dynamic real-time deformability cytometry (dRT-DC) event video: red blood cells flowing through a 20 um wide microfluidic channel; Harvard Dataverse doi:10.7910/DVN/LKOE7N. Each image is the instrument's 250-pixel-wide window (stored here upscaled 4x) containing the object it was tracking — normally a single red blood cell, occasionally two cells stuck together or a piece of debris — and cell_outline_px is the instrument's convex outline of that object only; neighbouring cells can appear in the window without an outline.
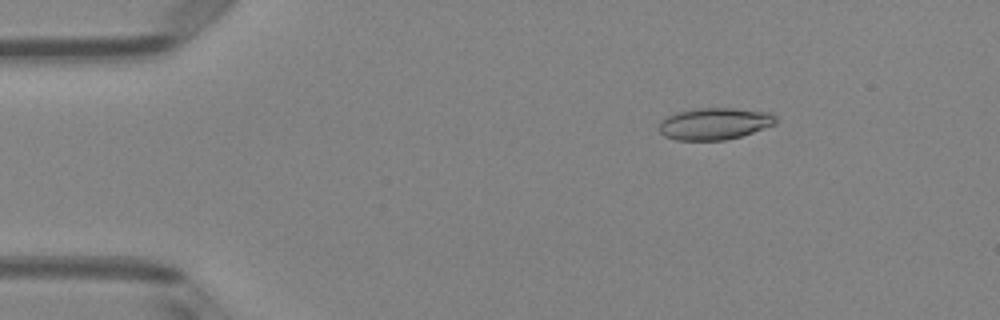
{"species": "Egyptian fruit bat (a non-hibernating species)", "species_latin": "Rousettus aegyptiacus", "temperature_condition": "room temperature", "stored_images_in_passage": 4, "camera_frame_rate_fps": 3000, "um_per_image_px": 0.085, "animal": {"sex": "female"}, "frame": {"image": 1, "passage_image": 2, "time_ms": 0.333, "image_size_px": [1000, 320], "cell_outline_px": [[776, 124], [740, 136], [724, 140], [676, 140], [664, 136], [660, 132], [660, 124], [668, 116], [676, 112], [696, 108], [732, 108], [768, 112], [776, 116]], "centroid_in_image_um": [60.74, 10.51], "position_along_channel_um": 24.3, "area_um2": 21.44}}